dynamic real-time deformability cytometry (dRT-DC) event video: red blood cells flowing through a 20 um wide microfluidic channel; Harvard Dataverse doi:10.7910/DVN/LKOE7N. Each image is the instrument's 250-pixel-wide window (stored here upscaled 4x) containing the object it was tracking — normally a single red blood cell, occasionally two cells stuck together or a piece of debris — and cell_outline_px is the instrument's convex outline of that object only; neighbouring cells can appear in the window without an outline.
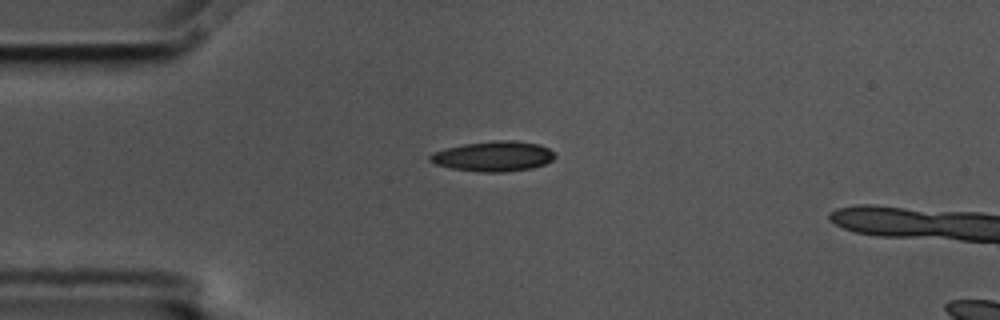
{"species": "common noctule bat (a hibernating species)", "species_latin": "Nyctalus noctula", "temperature_condition": "cold", "stored_images_in_passage": 35, "camera_frame_rate_fps": 3000, "um_per_image_px": 0.085, "animal": {"sex": "male", "body_mass_g": 17.5, "forearm_length_mm": 52.3}, "frame": {"image": 1, "passage_image": 1, "time_ms": 0.0, "image_size_px": [1000, 320], "cell_outline_px": [[556, 156], [552, 160], [544, 164], [532, 168], [504, 172], [480, 172], [452, 168], [436, 164], [428, 160], [428, 156], [432, 152], [444, 148], [464, 144], [496, 140], [516, 140], [540, 144], [556, 152]], "centroid_in_image_um": [41.95, 13.27], "position_along_channel_um": 43.0, "area_um2": 22.14}}
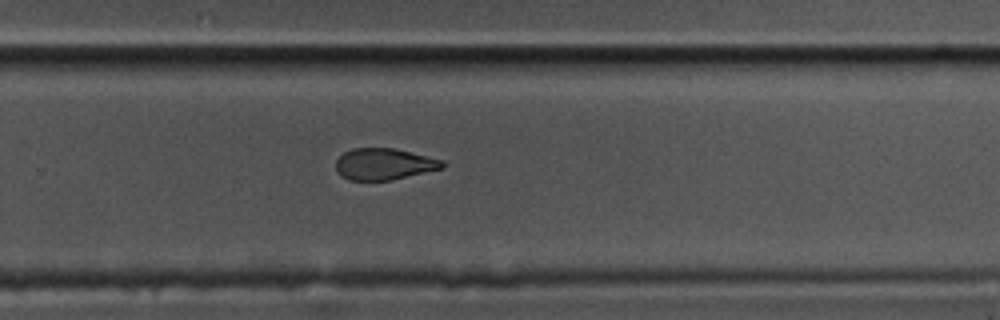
{"frame": {"image": 2, "passage_image": 24, "time_ms": 7.667, "image_size_px": [1000, 320], "cell_outline_px": [[444, 168], [392, 180], [348, 180], [336, 172], [336, 160], [344, 152], [352, 148], [392, 148], [444, 160]], "centroid_in_image_um": [32.63, 13.95], "position_along_channel_um": 297.2, "area_um2": 19.54}}
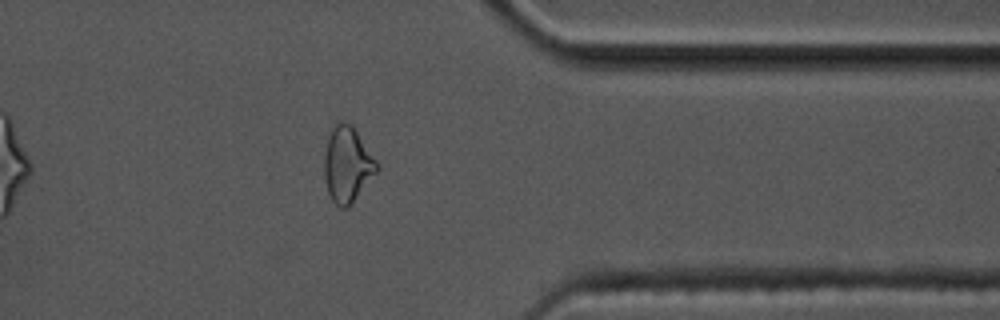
{"frame": {"image": 3, "passage_image": 32, "time_ms": 10.333, "image_size_px": [1000, 320], "cell_outline_px": [[380, 164], [376, 172], [352, 204], [348, 208], [340, 208], [332, 200], [328, 192], [324, 176], [324, 152], [328, 136], [332, 124], [340, 120], [352, 124]], "centroid_in_image_um": [29.51, 13.95], "position_along_channel_um": 381.9, "area_um2": 23.52}, "authors_computed_cell_mechanics": {"area_um2": 21.386, "velocity_mm_per_s": 3.5709, "shape_relaxation_time_tau1_ms": 7.0727, "shape_relaxation_time_tau2_ms": 5.5165, "deformation_change_tau1": 0.1586, "deformation_change_tau2": 0.1168}}